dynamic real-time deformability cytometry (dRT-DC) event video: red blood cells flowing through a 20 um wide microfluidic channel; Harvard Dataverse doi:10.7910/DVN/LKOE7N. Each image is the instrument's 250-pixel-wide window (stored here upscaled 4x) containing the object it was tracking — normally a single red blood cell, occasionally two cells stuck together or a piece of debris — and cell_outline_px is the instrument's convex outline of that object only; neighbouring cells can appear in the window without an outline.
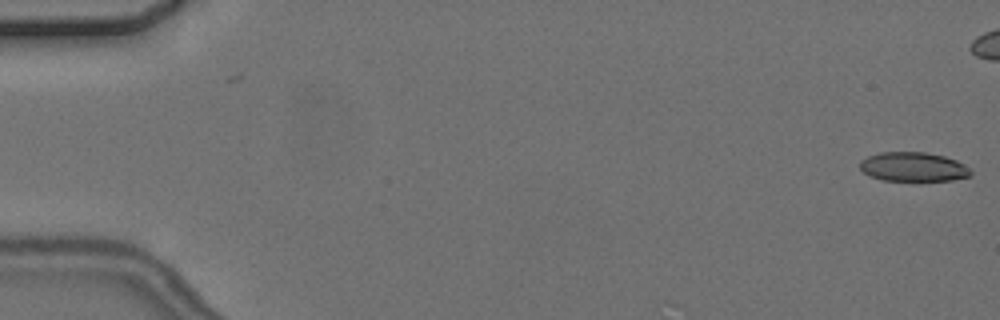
{"species": "common noctule bat (a hibernating species)", "species_latin": "Nyctalus noctula", "temperature_condition": "cold", "stored_images_in_passage": 6, "camera_frame_rate_fps": 3000, "um_per_image_px": 0.085, "animal": {"sex": "female", "body_mass_g": 24.6, "forearm_length_mm": 56.2}, "frame": {"image": 1, "passage_image": 1, "time_ms": 0.0, "image_size_px": [1000, 320], "cell_outline_px": [[972, 176], [952, 180], [884, 180], [872, 176], [864, 172], [860, 168], [860, 160], [868, 156], [880, 152], [924, 152], [944, 156], [956, 160], [964, 164], [972, 172]], "centroid_in_image_um": [77.65, 14.17], "position_along_channel_um": 7.4, "area_um2": 18.73}}
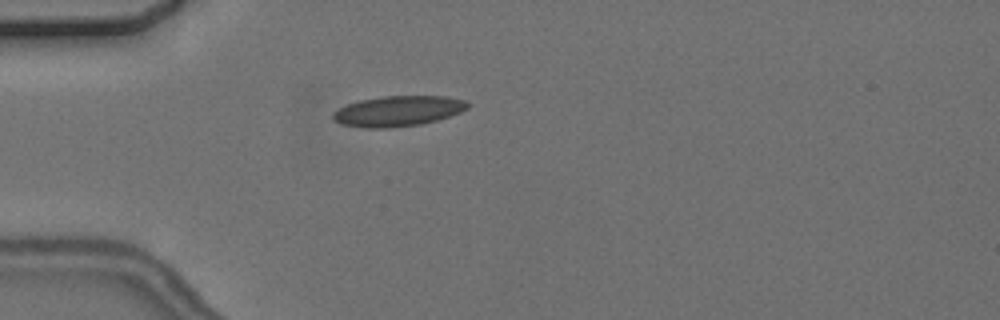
{"frame": {"image": 2, "passage_image": 6, "time_ms": 7.0, "image_size_px": [1000, 320], "cell_outline_px": [[472, 104], [468, 108], [460, 112], [436, 120], [420, 124], [388, 128], [364, 128], [340, 124], [332, 120], [332, 112], [348, 104], [360, 100], [380, 96], [444, 96], [464, 100]], "centroid_in_image_um": [33.8, 9.44], "position_along_channel_um": 51.2, "area_um2": 23.93}}